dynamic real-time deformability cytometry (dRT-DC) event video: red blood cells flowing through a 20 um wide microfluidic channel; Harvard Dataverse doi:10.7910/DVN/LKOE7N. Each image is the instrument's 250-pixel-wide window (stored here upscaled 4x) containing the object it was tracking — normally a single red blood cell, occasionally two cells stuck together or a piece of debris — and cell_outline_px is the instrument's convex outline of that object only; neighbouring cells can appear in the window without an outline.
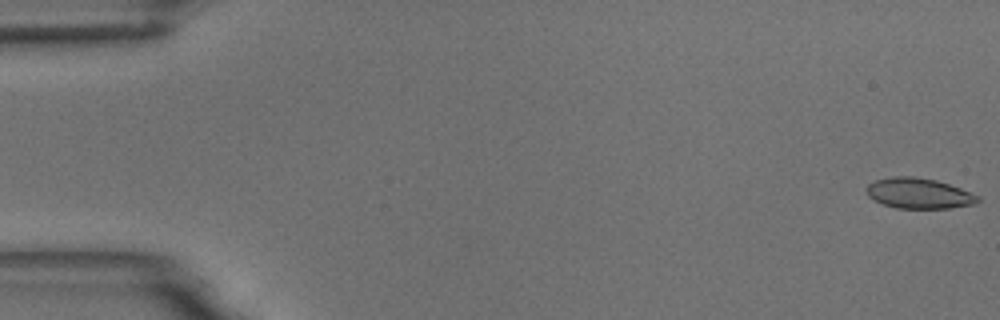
{"species": "common noctule bat (a hibernating species)", "species_latin": "Nyctalus noctula", "temperature_condition": "room temperature", "stored_images_in_passage": 18, "camera_frame_rate_fps": 3000, "um_per_image_px": 0.085, "animal": {"sex": "male", "body_mass_g": 18.8}, "frame": {"image": 1, "passage_image": 1, "time_ms": 0.0, "image_size_px": [1000, 320], "cell_outline_px": [[980, 200], [976, 204], [948, 208], [896, 208], [884, 204], [868, 196], [864, 188], [868, 184], [876, 180], [896, 176], [912, 176], [936, 180], [960, 188], [980, 196]], "centroid_in_image_um": [78.11, 16.43], "position_along_channel_um": 6.9, "area_um2": 19.71}}